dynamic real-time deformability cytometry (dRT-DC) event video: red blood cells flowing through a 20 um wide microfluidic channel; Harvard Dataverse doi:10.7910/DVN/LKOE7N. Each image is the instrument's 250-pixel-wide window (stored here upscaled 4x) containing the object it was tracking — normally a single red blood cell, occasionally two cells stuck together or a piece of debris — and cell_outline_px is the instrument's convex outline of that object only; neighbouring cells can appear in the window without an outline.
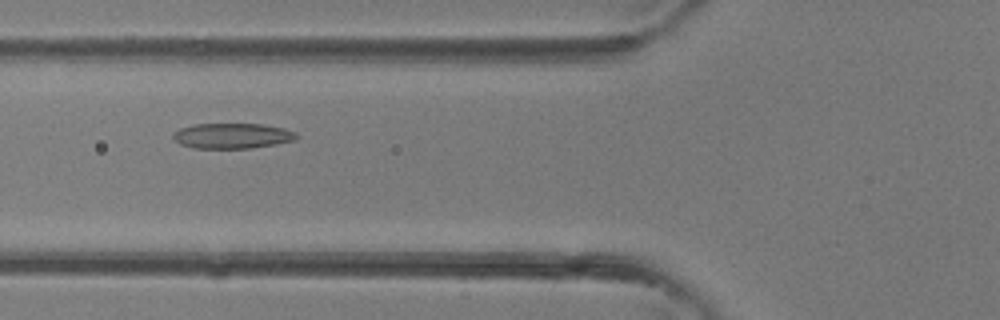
{"species": "common noctule bat (a hibernating species)", "species_latin": "Nyctalus noctula", "temperature_condition": "room temperature", "stored_images_in_passage": 28, "camera_frame_rate_fps": 3000, "um_per_image_px": 0.085, "animal": {"sex": "female"}, "frame": {"image": 1, "passage_image": 4, "time_ms": 1.0, "image_size_px": [1000, 320], "cell_outline_px": [[300, 136], [296, 140], [276, 144], [252, 148], [192, 148], [180, 144], [172, 136], [172, 132], [180, 128], [196, 124], [260, 124], [284, 128], [296, 132]], "centroid_in_image_um": [19.76, 11.55], "position_along_channel_um": 106.0, "area_um2": 18.32}}
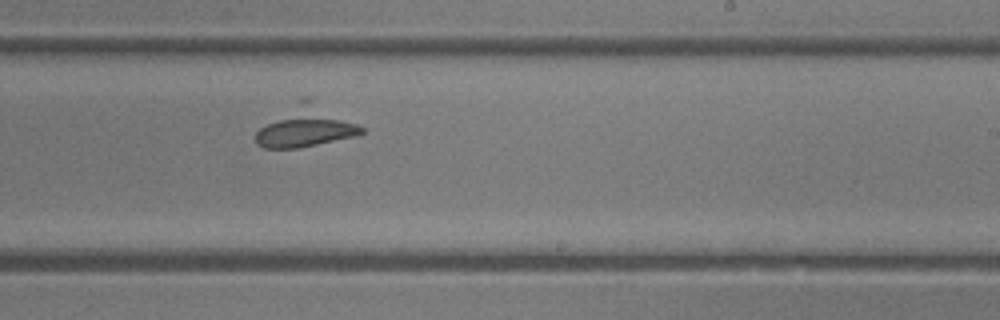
{"frame": {"image": 2, "passage_image": 13, "time_ms": 4.0, "image_size_px": [1000, 320], "cell_outline_px": [[364, 132], [360, 136], [300, 148], [264, 148], [256, 144], [256, 132], [260, 128], [268, 124], [280, 120], [300, 116], [308, 116], [336, 120], [356, 124], [364, 128]], "centroid_in_image_um": [25.94, 11.26], "position_along_channel_um": 263.1, "area_um2": 18.21}}
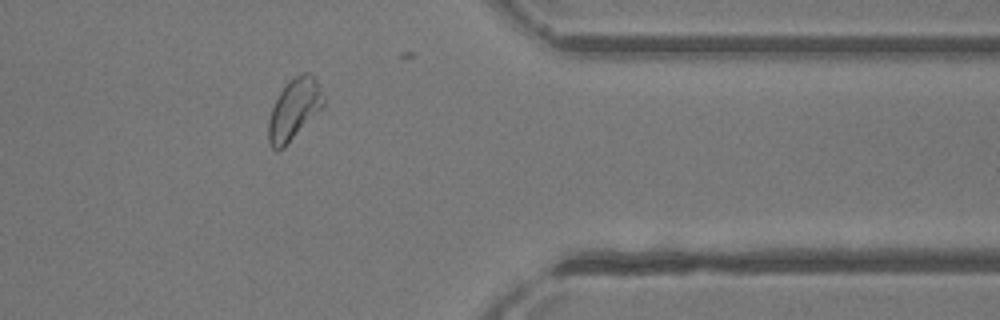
{"frame": {"image": 3, "passage_image": 21, "time_ms": 6.667, "image_size_px": [1000, 320], "cell_outline_px": [[324, 104], [284, 148], [276, 152], [272, 148], [268, 140], [268, 120], [272, 108], [280, 92], [288, 80], [304, 72], [308, 72], [320, 84], [324, 100]], "centroid_in_image_um": [24.97, 9.3], "position_along_channel_um": 386.4, "area_um2": 19.25}}